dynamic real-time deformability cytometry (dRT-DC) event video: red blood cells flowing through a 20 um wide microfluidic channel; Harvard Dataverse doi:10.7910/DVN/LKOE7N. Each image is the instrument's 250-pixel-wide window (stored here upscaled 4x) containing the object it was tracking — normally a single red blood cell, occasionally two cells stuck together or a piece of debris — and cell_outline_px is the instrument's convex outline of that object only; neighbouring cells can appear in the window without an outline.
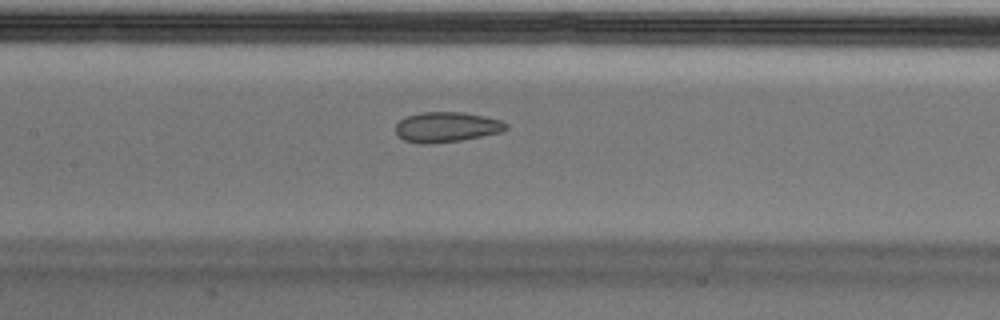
{"species": "Egyptian fruit bat (a non-hibernating species)", "species_latin": "Rousettus aegyptiacus", "temperature_condition": "cold", "stored_images_in_passage": 43, "camera_frame_rate_fps": 3000, "um_per_image_px": 0.085, "animal": {"sex": "male"}, "frame": {"image": 1, "passage_image": 14, "time_ms": 4.333, "image_size_px": [1000, 320], "cell_outline_px": [[508, 128], [504, 132], [460, 140], [432, 144], [420, 144], [404, 140], [396, 136], [396, 124], [400, 120], [408, 116], [420, 112], [464, 112], [484, 116], [500, 120], [508, 124]], "centroid_in_image_um": [37.96, 10.8], "position_along_channel_um": 169.4, "area_um2": 19.59}}
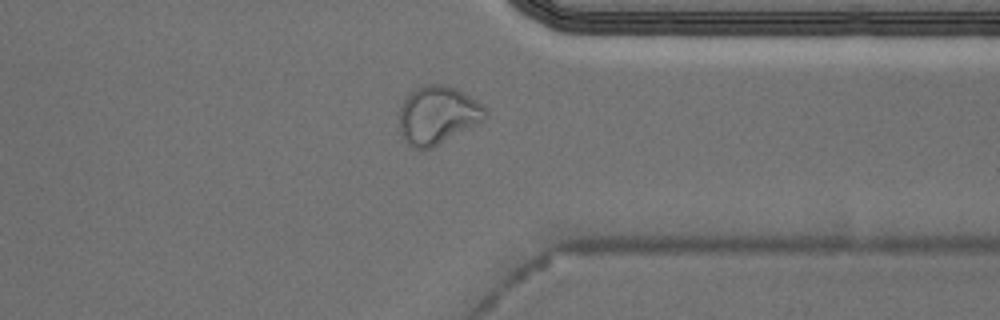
{"frame": {"image": 2, "passage_image": 31, "time_ms": 10.0, "image_size_px": [1000, 320], "cell_outline_px": [[488, 116], [484, 120], [432, 148], [412, 148], [400, 136], [400, 104], [416, 88], [424, 84], [444, 84], [456, 88], [484, 104], [488, 108]], "centroid_in_image_um": [37.22, 9.77], "position_along_channel_um": 374.2, "area_um2": 29.3}}
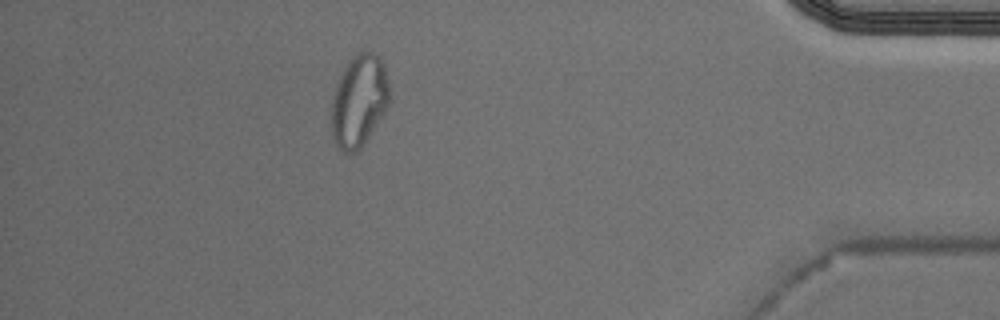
{"frame": {"image": 3, "passage_image": 37, "time_ms": 12.0, "image_size_px": [1000, 320], "cell_outline_px": [[388, 104], [384, 112], [360, 148], [356, 152], [344, 152], [332, 140], [332, 100], [336, 84], [348, 60], [356, 52], [376, 52], [380, 56], [388, 80]], "centroid_in_image_um": [30.5, 8.53], "position_along_channel_um": 404.7, "area_um2": 30.69}, "authors_computed_cell_mechanics": {"area_um2": 20.6346, "velocity_mm_per_s": 3.6705, "shape_relaxation_time_tau1_ms": null, "shape_relaxation_time_tau2_ms": 1.7122, "deformation_change_tau1": null, "deformation_change_tau2": 0.067}}